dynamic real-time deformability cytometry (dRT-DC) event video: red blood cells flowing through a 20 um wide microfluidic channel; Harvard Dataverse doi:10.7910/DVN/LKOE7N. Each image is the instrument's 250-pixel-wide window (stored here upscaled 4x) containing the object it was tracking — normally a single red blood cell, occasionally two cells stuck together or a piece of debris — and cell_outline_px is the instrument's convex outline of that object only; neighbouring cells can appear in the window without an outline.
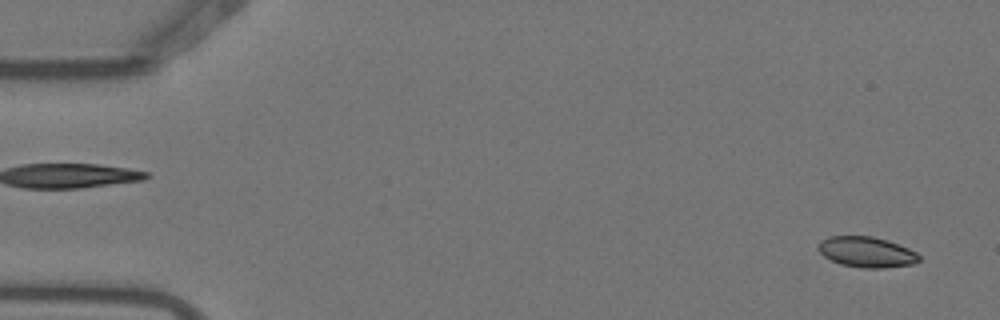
{"species": "Egyptian fruit bat (a non-hibernating species)", "species_latin": "Rousettus aegyptiacus", "temperature_condition": "warm", "stored_images_in_passage": 5, "segment_of_instrument_passage": [2, 2], "camera_frame_rate_fps": 3000, "um_per_image_px": 0.085, "animal": {"sex": "female"}, "frame": {"image": 1, "passage_image": 5, "time_ms": 1.333, "image_size_px": [1000, 320], "cell_outline_px": [[920, 260], [916, 264], [884, 268], [864, 268], [840, 264], [824, 256], [816, 248], [816, 244], [820, 240], [828, 236], [872, 236], [888, 240], [908, 248], [916, 252], [920, 256]], "centroid_in_image_um": [73.65, 21.42], "position_along_channel_um": 11.3, "area_um2": 18.21}}